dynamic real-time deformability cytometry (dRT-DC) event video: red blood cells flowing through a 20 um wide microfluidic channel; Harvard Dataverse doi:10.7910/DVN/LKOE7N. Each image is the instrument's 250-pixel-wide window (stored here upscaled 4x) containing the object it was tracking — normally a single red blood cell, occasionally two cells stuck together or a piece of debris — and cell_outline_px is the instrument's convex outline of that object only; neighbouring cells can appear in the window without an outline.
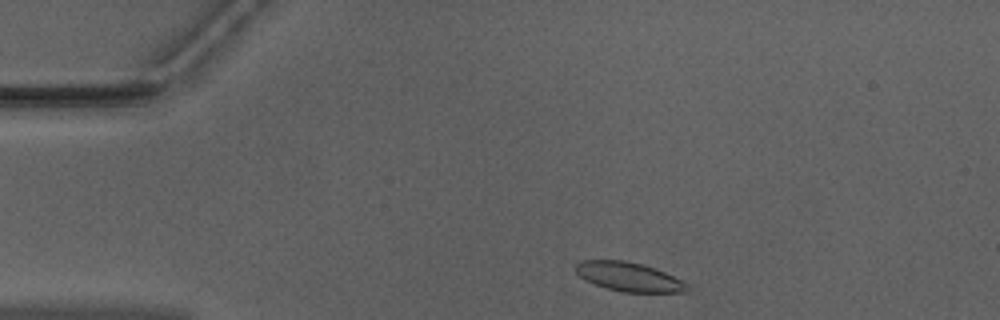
{"species": "Egyptian fruit bat (a non-hibernating species)", "species_latin": "Rousettus aegyptiacus", "temperature_condition": "warm", "stored_images_in_passage": 44, "camera_frame_rate_fps": 3000, "um_per_image_px": 0.085, "animal": {"sex": "male"}, "frame": {"image": 1, "passage_image": 2, "time_ms": 0.333, "image_size_px": [1000, 320], "cell_outline_px": [[688, 292], [624, 292], [608, 288], [596, 284], [580, 276], [572, 268], [580, 260], [624, 260], [644, 264], [656, 268], [688, 284]], "centroid_in_image_um": [53.44, 23.51], "position_along_channel_um": 31.6, "area_um2": 18.79}}
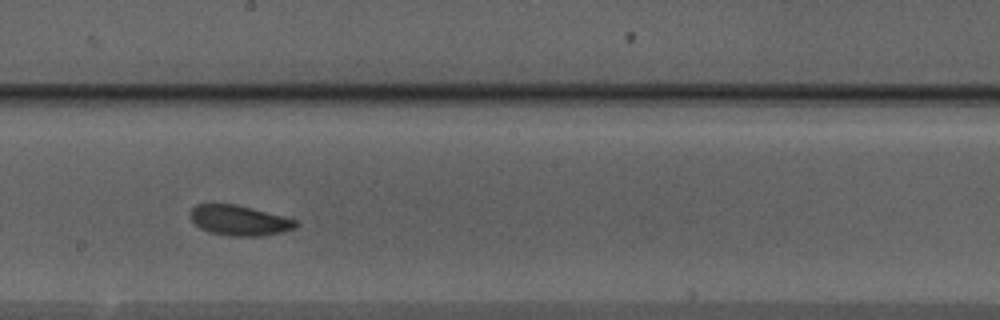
{"frame": {"image": 2, "passage_image": 21, "time_ms": 6.667, "image_size_px": [1000, 320], "cell_outline_px": [[300, 224], [284, 232], [260, 236], [232, 236], [208, 232], [200, 228], [192, 220], [192, 208], [196, 204], [236, 204], [284, 216], [296, 220]], "centroid_in_image_um": [20.37, 18.74], "position_along_channel_um": 227.8, "area_um2": 18.44}}
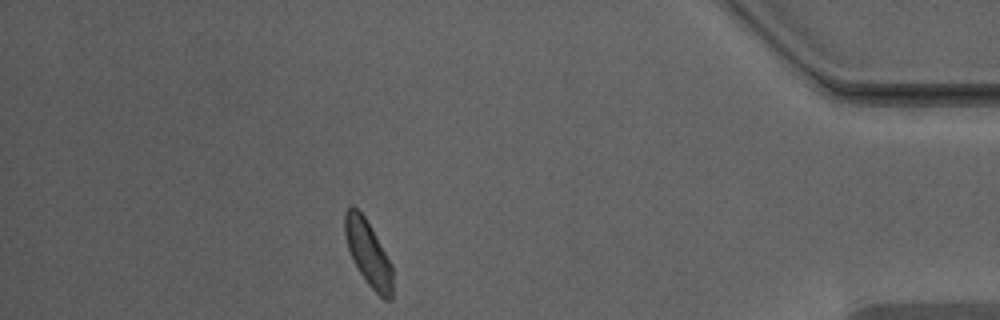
{"frame": {"image": 3, "passage_image": 38, "time_ms": 12.333, "image_size_px": [1000, 320], "cell_outline_px": [[392, 300], [384, 300], [368, 284], [352, 260], [344, 236], [344, 212], [352, 204], [364, 216], [392, 264]], "centroid_in_image_um": [31.28, 21.52], "position_along_channel_um": 403.9, "area_um2": 18.09}, "authors_computed_cell_mechanics": {"area_um2": 18.8139, "velocity_mm_per_s": 3.9365, "shape_relaxation_time_tau1_ms": 2.4961, "shape_relaxation_time_tau2_ms": 2.0082, "deformation_change_tau1": 0.1092, "deformation_change_tau2": 0.0756}}